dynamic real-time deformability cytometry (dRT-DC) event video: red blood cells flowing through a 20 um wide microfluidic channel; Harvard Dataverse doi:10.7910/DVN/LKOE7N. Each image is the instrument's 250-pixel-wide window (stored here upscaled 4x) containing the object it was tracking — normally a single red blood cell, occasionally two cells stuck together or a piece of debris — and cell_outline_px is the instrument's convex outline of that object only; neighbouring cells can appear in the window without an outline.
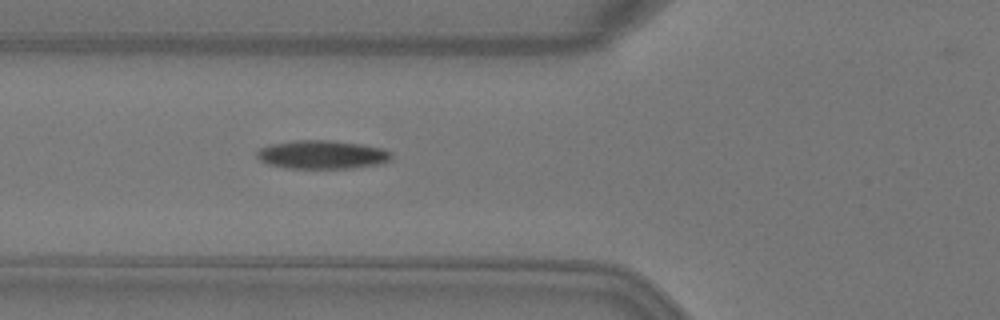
{"species": "Egyptian fruit bat (a non-hibernating species)", "species_latin": "Rousettus aegyptiacus", "temperature_condition": "warm", "stored_images_in_passage": 3, "camera_frame_rate_fps": 3000, "um_per_image_px": 0.085, "animal": {"sex": "female"}, "frame": {"image": 1, "passage_image": 3, "time_ms": 0.667, "image_size_px": [1000, 320], "cell_outline_px": [[392, 160], [384, 164], [352, 168], [288, 168], [268, 164], [260, 160], [256, 156], [256, 152], [260, 148], [272, 144], [296, 140], [332, 140], [360, 144], [384, 148], [392, 152]], "centroid_in_image_um": [27.45, 13.14], "position_along_channel_um": 98.4, "area_um2": 22.6}}